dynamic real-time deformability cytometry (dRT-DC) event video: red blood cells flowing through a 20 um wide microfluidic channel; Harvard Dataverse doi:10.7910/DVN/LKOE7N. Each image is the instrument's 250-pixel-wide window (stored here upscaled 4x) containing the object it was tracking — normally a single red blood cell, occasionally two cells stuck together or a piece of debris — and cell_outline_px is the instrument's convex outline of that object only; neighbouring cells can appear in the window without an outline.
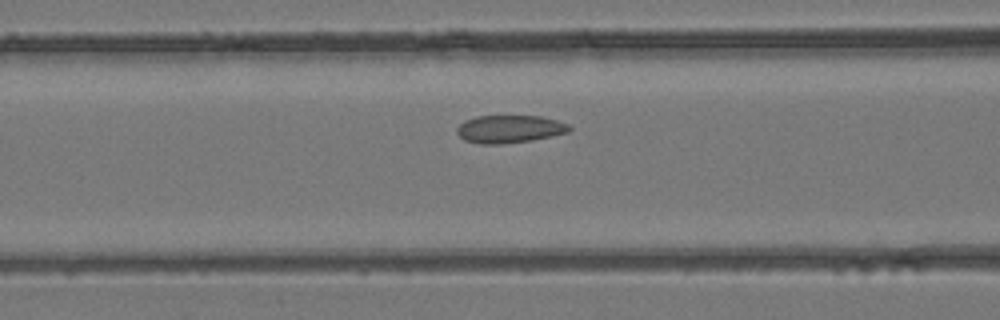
{"species": "common noctule bat (a hibernating species)", "species_latin": "Nyctalus noctula", "temperature_condition": "room temperature", "stored_images_in_passage": 28, "camera_frame_rate_fps": 3000, "um_per_image_px": 0.085, "animal": {"sex": "female", "body_mass_g": 24.6, "forearm_length_mm": 56.2}, "frame": {"image": 1, "passage_image": 10, "time_ms": 3.0, "image_size_px": [1000, 320], "cell_outline_px": [[572, 128], [568, 132], [552, 136], [532, 140], [500, 144], [480, 144], [464, 140], [456, 132], [456, 128], [464, 120], [476, 116], [540, 116], [556, 120], [568, 124]], "centroid_in_image_um": [43.29, 10.97], "position_along_channel_um": 123.3, "area_um2": 18.21}}
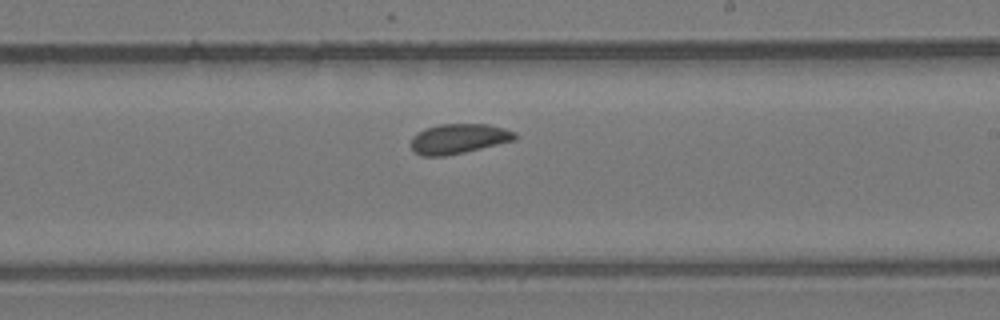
{"frame": {"image": 2, "passage_image": 18, "time_ms": 5.667, "image_size_px": [1000, 320], "cell_outline_px": [[516, 140], [464, 152], [444, 156], [420, 156], [412, 148], [412, 136], [416, 132], [424, 128], [440, 124], [488, 124], [504, 128], [516, 132]], "centroid_in_image_um": [38.98, 11.78], "position_along_channel_um": 250.0, "area_um2": 18.15}}
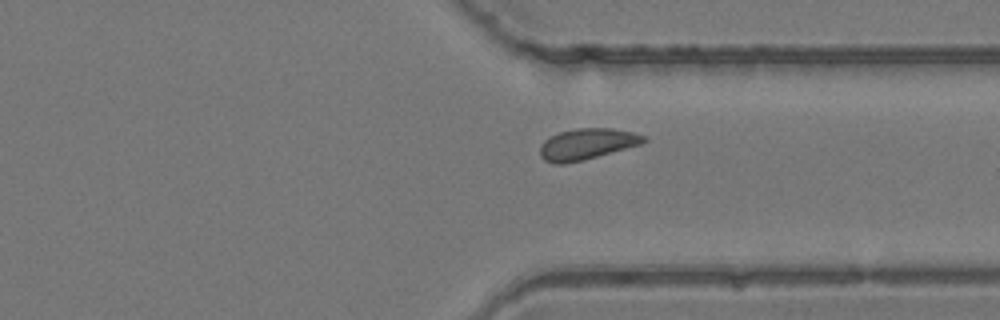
{"frame": {"image": 3, "passage_image": 25, "time_ms": 8.0, "image_size_px": [1000, 320], "cell_outline_px": [[648, 140], [640, 144], [584, 160], [564, 164], [552, 164], [544, 160], [540, 156], [540, 144], [548, 136], [560, 132], [576, 128], [612, 128], [632, 132], [644, 136]], "centroid_in_image_um": [49.83, 12.25], "position_along_channel_um": 361.6, "area_um2": 18.84}}